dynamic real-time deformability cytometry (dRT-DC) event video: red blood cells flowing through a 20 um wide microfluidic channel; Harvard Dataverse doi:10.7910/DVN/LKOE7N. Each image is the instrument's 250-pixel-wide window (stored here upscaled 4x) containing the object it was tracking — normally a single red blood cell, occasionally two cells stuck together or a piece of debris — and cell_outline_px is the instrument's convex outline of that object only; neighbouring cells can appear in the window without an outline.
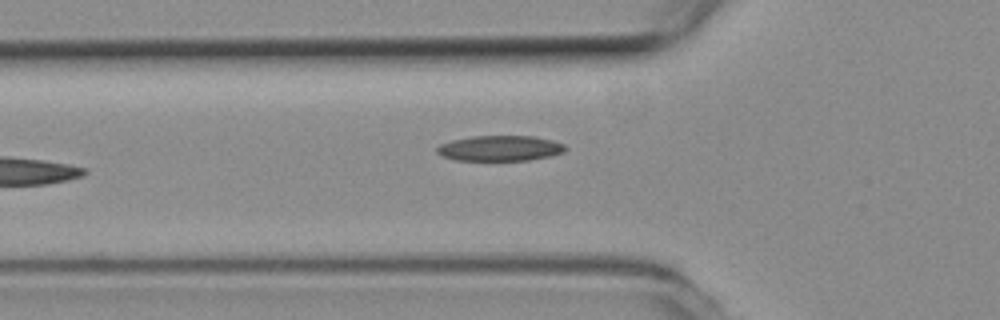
{"species": "common noctule bat (a hibernating species)", "species_latin": "Nyctalus noctula", "temperature_condition": "room temperature", "stored_images_in_passage": 5, "camera_frame_rate_fps": 3000, "um_per_image_px": 0.085, "animal": {"sex": "female", "body_mass_g": 19.3, "forearm_length_mm": 54.1}, "frame": {"image": 1, "passage_image": 5, "time_ms": 1.333, "image_size_px": [1000, 320], "cell_outline_px": [[564, 152], [552, 156], [528, 160], [456, 160], [444, 156], [436, 152], [436, 148], [440, 144], [452, 140], [472, 136], [536, 136], [552, 140], [564, 144]], "centroid_in_image_um": [42.51, 12.6], "position_along_channel_um": 83.3, "area_um2": 18.96}}